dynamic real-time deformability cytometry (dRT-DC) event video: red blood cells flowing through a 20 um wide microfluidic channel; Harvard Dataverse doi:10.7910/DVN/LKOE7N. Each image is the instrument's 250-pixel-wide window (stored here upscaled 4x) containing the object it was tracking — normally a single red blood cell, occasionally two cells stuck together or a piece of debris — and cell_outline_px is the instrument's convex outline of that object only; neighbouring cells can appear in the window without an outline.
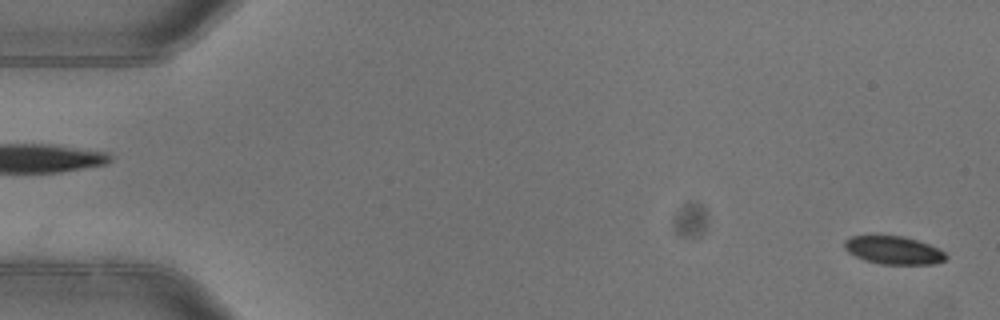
{"species": "common noctule bat (a hibernating species)", "species_latin": "Nyctalus noctula", "temperature_condition": "warm", "stored_images_in_passage": 4, "segment_of_instrument_passage": [2, 2], "camera_frame_rate_fps": 3000, "um_per_image_px": 0.085, "animal": {"sex": "female"}, "frame": {"image": 1, "passage_image": 4, "time_ms": 1.0, "image_size_px": [1000, 320], "cell_outline_px": [[948, 256], [944, 260], [932, 264], [880, 264], [864, 260], [848, 252], [844, 248], [844, 240], [852, 236], [904, 236], [928, 244], [944, 252]], "centroid_in_image_um": [75.92, 21.27], "position_along_channel_um": 9.1, "area_um2": 16.42}}